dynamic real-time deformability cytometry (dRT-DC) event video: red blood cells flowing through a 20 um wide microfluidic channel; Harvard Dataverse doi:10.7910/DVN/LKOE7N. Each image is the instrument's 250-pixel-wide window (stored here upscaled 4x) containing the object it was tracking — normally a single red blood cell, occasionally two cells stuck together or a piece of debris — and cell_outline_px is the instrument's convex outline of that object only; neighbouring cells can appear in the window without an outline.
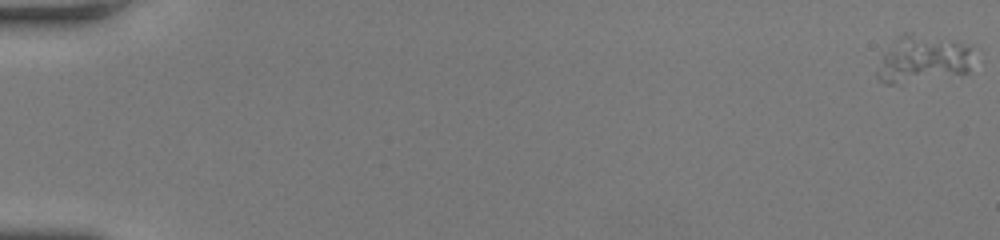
{"species": "human", "species_latin": "Homo sapiens", "temperature_condition": "room temperature", "stored_images_in_passage": 57, "camera_frame_rate_fps": 3000, "um_per_image_px": 0.085, "donor": {"sex": "female"}, "frame": {"image": 1, "passage_image": 1, "time_ms": 0.0, "image_size_px": [1000, 240], "cell_outline_px": [[980, 48], [968, 72], [960, 76], [892, 84], [884, 84], [876, 76], [876, 72], [884, 52], [904, 32], [912, 32], [960, 40], [972, 44]], "centroid_in_image_um": [78.63, 5.0], "position_along_channel_um": 6.4, "area_um2": 27.98}}
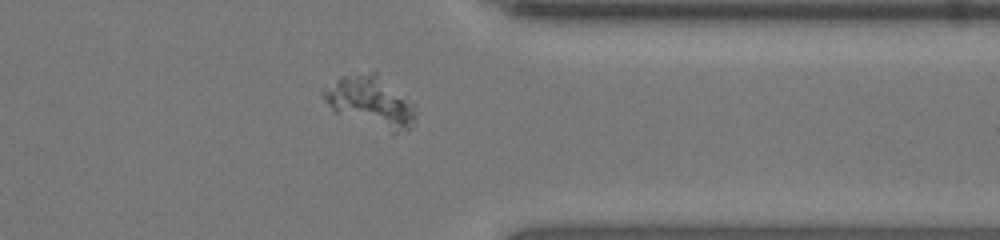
{"frame": {"image": 2, "passage_image": 47, "time_ms": 15.333, "image_size_px": [1000, 240], "cell_outline_px": [[416, 124], [408, 132], [392, 136], [336, 112], [324, 100], [324, 84], [340, 76], [372, 72], [376, 72], [416, 104]], "centroid_in_image_um": [31.59, 8.72], "position_along_channel_um": 379.8, "area_um2": 28.38}}
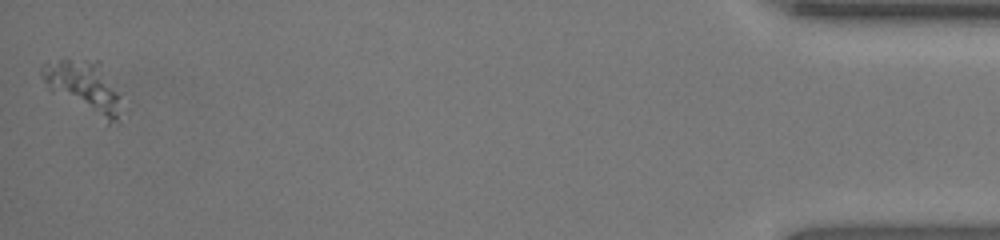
{"frame": {"image": 3, "passage_image": 57, "time_ms": 18.667, "image_size_px": [1000, 240], "cell_outline_px": [[132, 100], [128, 112], [120, 124], [104, 128], [48, 88], [40, 76], [40, 68], [44, 64], [60, 60], [100, 60]], "centroid_in_image_um": [7.51, 7.61], "position_along_channel_um": 427.7, "area_um2": 27.98}}